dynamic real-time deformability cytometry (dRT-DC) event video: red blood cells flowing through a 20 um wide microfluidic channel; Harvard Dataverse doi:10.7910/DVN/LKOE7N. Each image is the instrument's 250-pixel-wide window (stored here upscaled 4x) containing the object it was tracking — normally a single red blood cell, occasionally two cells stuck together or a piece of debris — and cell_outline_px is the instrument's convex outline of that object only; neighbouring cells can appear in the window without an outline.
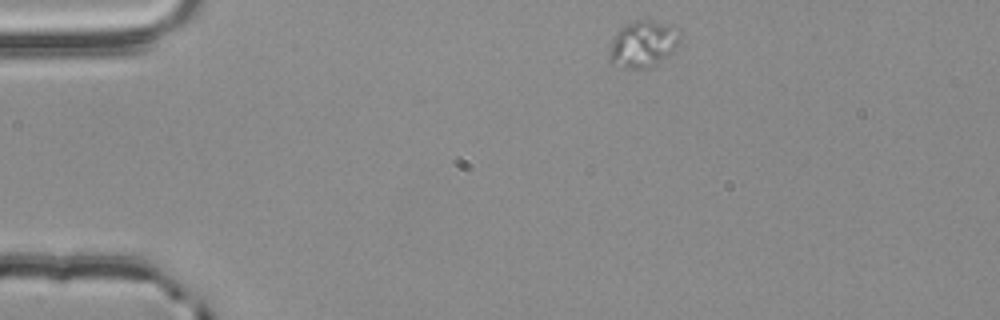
{"species": "common noctule bat (a hibernating species)", "species_latin": "Nyctalus noctula", "temperature_condition": "room temperature", "stored_images_in_passage": 2, "camera_frame_rate_fps": 3000, "um_per_image_px": 0.085, "animal": {"sex": "male", "body_mass_g": 20.4}, "frame": {"image": 1, "passage_image": 1, "time_ms": 0.0, "image_size_px": [1000, 320], "cell_outline_px": [[680, 44], [668, 56], [656, 64], [648, 68], [624, 68], [612, 64], [608, 60], [608, 56], [612, 36], [620, 28], [636, 20], [648, 20], [676, 24], [680, 28]], "centroid_in_image_um": [54.69, 3.72], "position_along_channel_um": 30.3, "area_um2": 19.77}}